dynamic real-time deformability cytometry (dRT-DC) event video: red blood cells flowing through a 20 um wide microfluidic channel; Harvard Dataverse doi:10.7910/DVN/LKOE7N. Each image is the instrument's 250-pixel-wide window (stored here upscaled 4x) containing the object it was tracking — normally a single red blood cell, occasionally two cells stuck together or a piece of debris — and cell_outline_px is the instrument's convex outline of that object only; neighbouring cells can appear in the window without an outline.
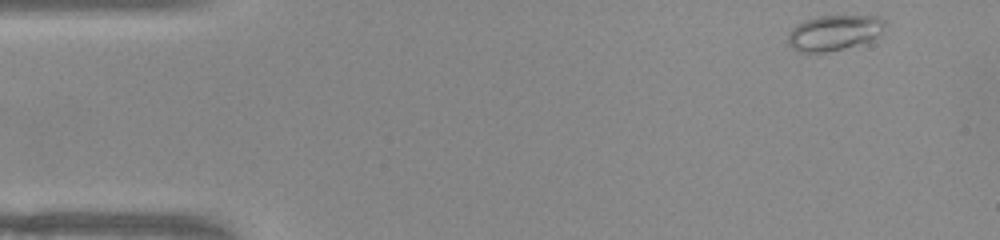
{"species": "common noctule bat (a hibernating species)", "species_latin": "Nyctalus noctula", "temperature_condition": "warm", "stored_images_in_passage": 48, "camera_frame_rate_fps": 3000, "um_per_image_px": 0.085, "animal": {"sex": "female", "body_mass_g": 22.0, "forearm_length_mm": 56.7}, "frame": {"image": 1, "passage_image": 1, "time_ms": 0.0, "image_size_px": [1000, 240], "cell_outline_px": [[888, 24], [876, 36], [868, 40], [840, 48], [824, 52], [804, 52], [792, 48], [788, 44], [788, 36], [792, 28], [796, 24], [804, 20], [820, 16], [880, 16]], "centroid_in_image_um": [70.87, 2.75], "position_along_channel_um": 14.1, "area_um2": 19.54}}
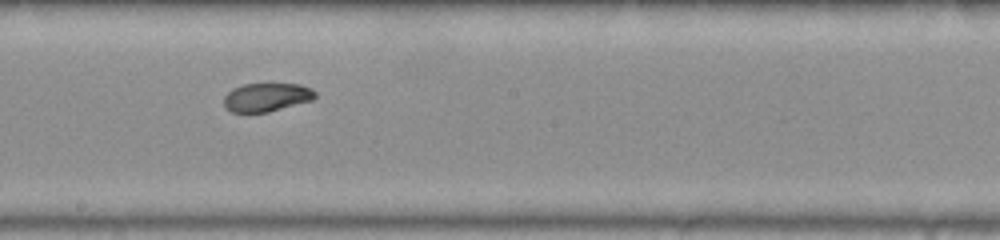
{"frame": {"image": 2, "passage_image": 25, "time_ms": 8.0, "image_size_px": [1000, 240], "cell_outline_px": [[316, 96], [312, 100], [268, 112], [232, 112], [224, 108], [224, 96], [232, 88], [244, 84], [300, 84], [312, 88], [316, 92]], "centroid_in_image_um": [22.65, 8.26], "position_along_channel_um": 225.5, "area_um2": 15.2}}
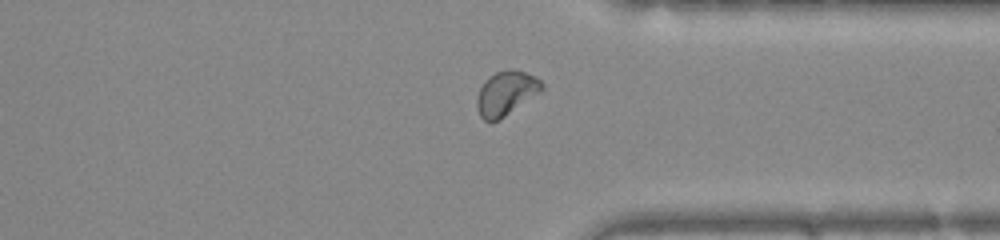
{"frame": {"image": 3, "passage_image": 36, "time_ms": 11.667, "image_size_px": [1000, 240], "cell_outline_px": [[544, 88], [500, 120], [484, 120], [480, 116], [476, 104], [476, 96], [484, 80], [488, 76], [496, 72], [508, 68], [524, 72], [540, 80], [544, 84]], "centroid_in_image_um": [42.97, 7.91], "position_along_channel_um": 368.4, "area_um2": 16.59}, "authors_computed_cell_mechanics": {"area_um2": 16.3863, "velocity_mm_per_s": 3.9407, "shape_relaxation_time_tau1_ms": 4.563, "shape_relaxation_time_tau2_ms": 2.0138, "deformation_change_tau1": 0.161, "deformation_change_tau2": 0.0479}}